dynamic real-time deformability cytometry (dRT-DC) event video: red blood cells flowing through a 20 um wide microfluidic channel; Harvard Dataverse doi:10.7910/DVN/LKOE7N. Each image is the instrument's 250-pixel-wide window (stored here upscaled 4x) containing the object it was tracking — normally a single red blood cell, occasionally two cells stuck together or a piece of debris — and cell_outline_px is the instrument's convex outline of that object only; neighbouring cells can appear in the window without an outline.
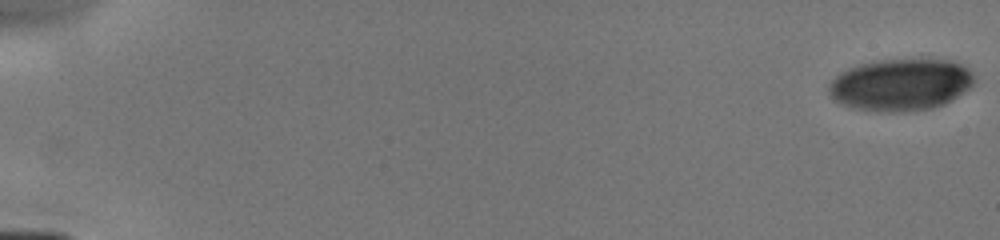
{"species": "human", "species_latin": "Homo sapiens", "temperature_condition": "cold", "stored_images_in_passage": 19, "camera_frame_rate_fps": 3000, "um_per_image_px": 0.085, "donor": {"sex": "male"}, "frame": {"image": 1, "passage_image": 1, "time_ms": 0.0, "image_size_px": [1000, 240], "cell_outline_px": [[976, 80], [968, 88], [952, 100], [944, 104], [932, 108], [904, 112], [880, 112], [848, 108], [832, 100], [828, 92], [828, 84], [840, 72], [848, 68], [860, 64], [876, 60], [952, 60], [968, 68], [972, 72]], "centroid_in_image_um": [76.51, 7.22], "position_along_channel_um": 8.5, "area_um2": 44.45}}
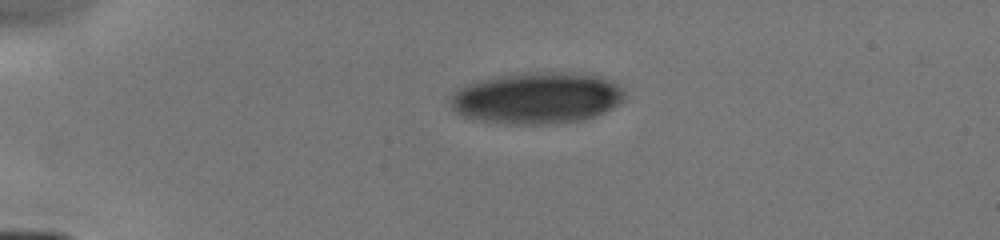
{"frame": {"image": 2, "passage_image": 7, "time_ms": 4.0, "image_size_px": [1000, 240], "cell_outline_px": [[624, 100], [620, 104], [604, 112], [584, 120], [540, 124], [512, 124], [480, 120], [464, 116], [456, 112], [452, 108], [452, 96], [460, 88], [476, 80], [496, 76], [532, 72], [572, 72], [604, 76], [612, 80], [624, 88]], "centroid_in_image_um": [45.71, 8.31], "position_along_channel_um": 39.3, "area_um2": 52.42}}
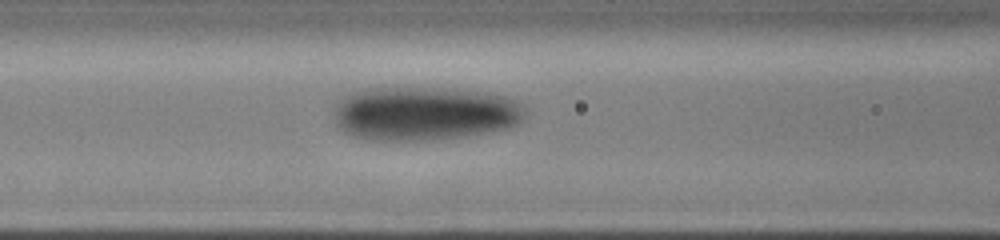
{"frame": {"image": 3, "passage_image": 17, "time_ms": 7.333, "image_size_px": [1000, 240], "cell_outline_px": [[528, 116], [520, 124], [508, 128], [464, 136], [424, 140], [368, 140], [352, 136], [336, 128], [332, 116], [336, 104], [344, 96], [352, 92], [368, 88], [460, 88], [488, 92], [504, 96], [516, 100], [524, 104], [528, 108]], "centroid_in_image_um": [36.11, 9.63], "position_along_channel_um": 130.5, "area_um2": 61.27}}